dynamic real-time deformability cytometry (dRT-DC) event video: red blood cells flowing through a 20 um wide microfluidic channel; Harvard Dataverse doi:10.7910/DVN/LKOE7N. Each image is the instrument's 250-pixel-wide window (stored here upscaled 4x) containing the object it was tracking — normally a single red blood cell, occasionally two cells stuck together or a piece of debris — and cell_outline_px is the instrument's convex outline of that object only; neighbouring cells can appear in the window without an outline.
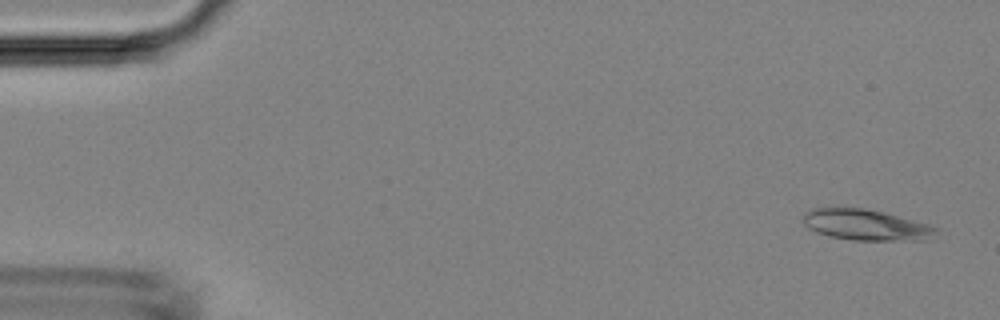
{"species": "Egyptian fruit bat (a non-hibernating species)", "species_latin": "Rousettus aegyptiacus", "temperature_condition": "room temperature", "stored_images_in_passage": 47, "camera_frame_rate_fps": 3000, "um_per_image_px": 0.085, "animal": {"sex": "female"}, "frame": {"image": 1, "passage_image": 2, "time_ms": 0.333, "image_size_px": [1000, 320], "cell_outline_px": [[940, 228], [932, 240], [852, 240], [828, 236], [816, 232], [808, 228], [800, 220], [804, 212], [812, 208], [864, 208], [884, 212], [928, 224]], "centroid_in_image_um": [73.6, 19.12], "position_along_channel_um": 11.4, "area_um2": 24.28}}
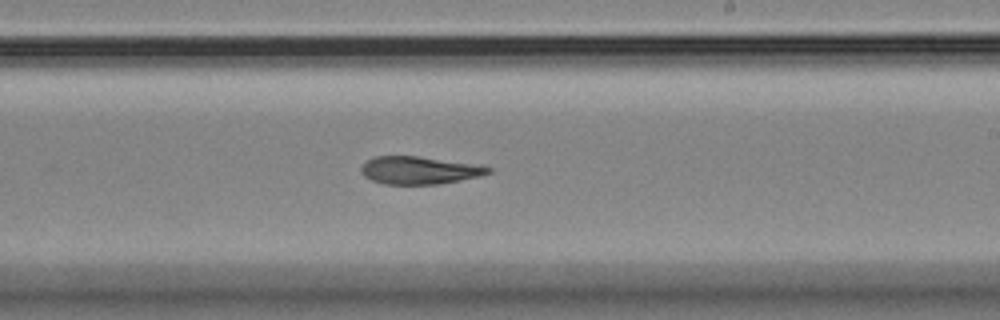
{"frame": {"image": 2, "passage_image": 28, "time_ms": 9.0, "image_size_px": [1000, 320], "cell_outline_px": [[492, 172], [480, 176], [440, 184], [384, 184], [372, 180], [364, 176], [360, 172], [360, 168], [372, 156], [420, 156], [484, 164], [492, 168]], "centroid_in_image_um": [35.71, 14.46], "position_along_channel_um": 253.3, "area_um2": 20.92}}
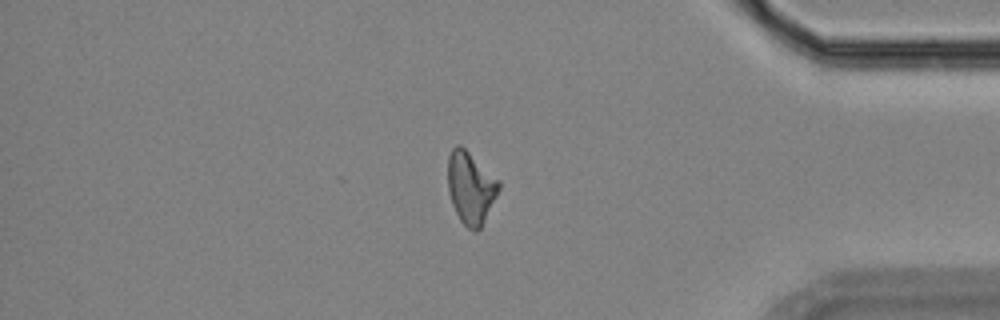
{"frame": {"image": 3, "passage_image": 40, "time_ms": 13.0, "image_size_px": [1000, 320], "cell_outline_px": [[500, 188], [480, 228], [476, 232], [472, 232], [460, 220], [452, 204], [448, 192], [448, 156], [452, 148], [456, 144], [460, 144], [500, 180]], "centroid_in_image_um": [40.0, 15.93], "position_along_channel_um": 395.2, "area_um2": 21.39}}